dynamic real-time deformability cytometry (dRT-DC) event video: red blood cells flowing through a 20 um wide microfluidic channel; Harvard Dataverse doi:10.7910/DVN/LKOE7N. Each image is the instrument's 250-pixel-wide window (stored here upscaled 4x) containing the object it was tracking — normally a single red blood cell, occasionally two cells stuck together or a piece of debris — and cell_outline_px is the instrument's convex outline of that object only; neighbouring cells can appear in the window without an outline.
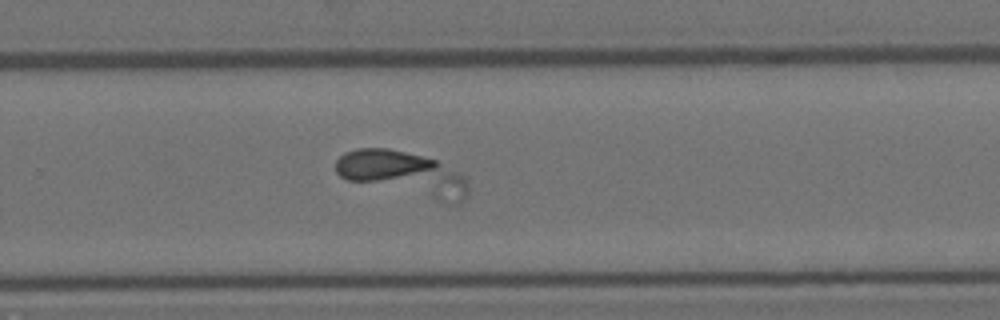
{"species": "Egyptian fruit bat (a non-hibernating species)", "species_latin": "Rousettus aegyptiacus", "temperature_condition": "room temperature", "stored_images_in_passage": 32, "segment_of_instrument_passage": [2, 2], "camera_frame_rate_fps": 3000, "um_per_image_px": 0.085, "animal": {"sex": "female"}, "frame": {"image": 1, "passage_image": 21, "time_ms": 6.667, "image_size_px": [1000, 320], "cell_outline_px": [[468, 192], [464, 200], [460, 204], [448, 204], [348, 180], [340, 176], [336, 172], [336, 160], [344, 152], [356, 148], [388, 148], [436, 160], [460, 172], [464, 176], [468, 184]], "centroid_in_image_um": [34.3, 14.79], "position_along_channel_um": 295.5, "area_um2": 34.56}}